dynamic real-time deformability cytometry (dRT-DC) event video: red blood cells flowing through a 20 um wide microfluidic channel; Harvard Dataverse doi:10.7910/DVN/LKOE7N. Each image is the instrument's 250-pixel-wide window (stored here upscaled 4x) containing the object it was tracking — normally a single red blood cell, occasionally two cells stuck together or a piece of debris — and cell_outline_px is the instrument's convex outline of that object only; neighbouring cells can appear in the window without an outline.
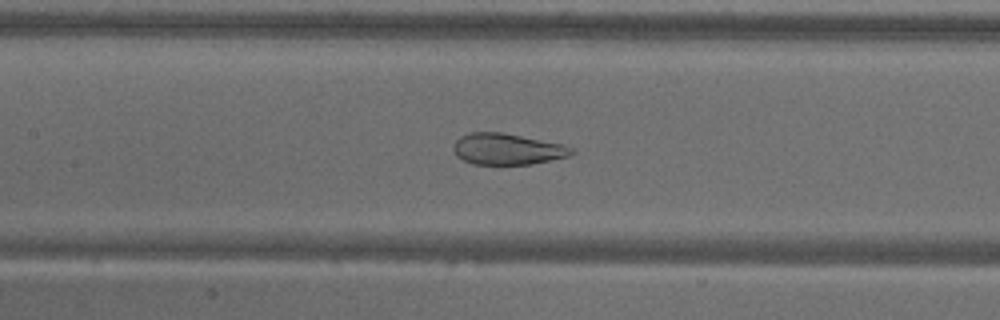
{"species": "common noctule bat (a hibernating species)", "species_latin": "Nyctalus noctula", "temperature_condition": "warm", "stored_images_in_passage": 56, "camera_frame_rate_fps": 3000, "um_per_image_px": 0.085, "animal": {"sex": "male", "body_mass_g": 18.8}, "frame": {"image": 1, "passage_image": 26, "time_ms": 8.333, "image_size_px": [1000, 320], "cell_outline_px": [[576, 152], [568, 156], [532, 164], [472, 164], [456, 156], [452, 148], [456, 140], [460, 136], [468, 132], [500, 132], [564, 144], [572, 148]], "centroid_in_image_um": [43.1, 12.67], "position_along_channel_um": 164.3, "area_um2": 21.5}}
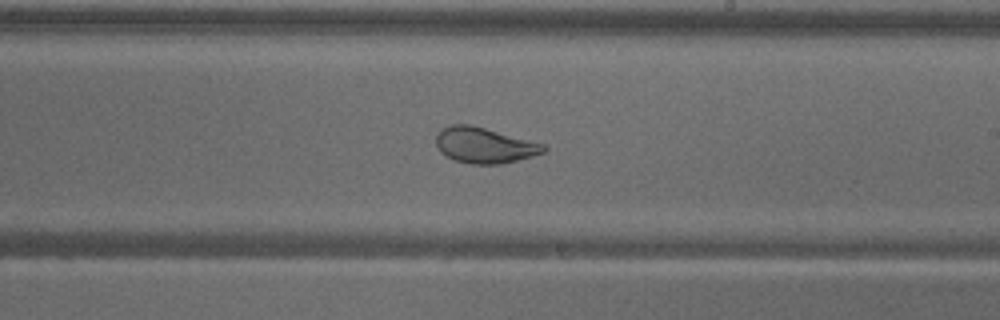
{"frame": {"image": 2, "passage_image": 33, "time_ms": 10.667, "image_size_px": [1000, 320], "cell_outline_px": [[548, 148], [544, 152], [532, 156], [500, 164], [472, 164], [456, 160], [440, 152], [436, 144], [436, 132], [452, 124], [468, 124], [484, 128], [544, 144]], "centroid_in_image_um": [41.16, 12.35], "position_along_channel_um": 247.8, "area_um2": 22.02}}
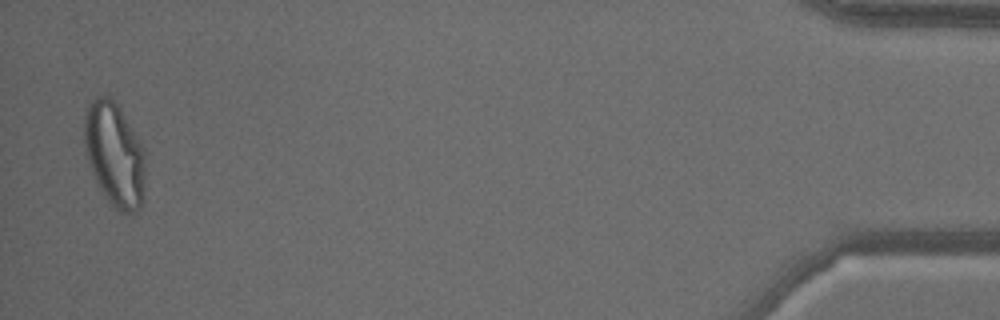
{"frame": {"image": 3, "passage_image": 55, "time_ms": 18.0, "image_size_px": [1000, 320], "cell_outline_px": [[144, 192], [140, 208], [136, 212], [128, 216], [120, 212], [104, 196], [88, 164], [84, 144], [84, 116], [88, 104], [96, 96], [108, 96], [116, 104], [124, 116], [144, 148]], "centroid_in_image_um": [9.72, 13.17], "position_along_channel_um": 425.5, "area_um2": 36.93}}